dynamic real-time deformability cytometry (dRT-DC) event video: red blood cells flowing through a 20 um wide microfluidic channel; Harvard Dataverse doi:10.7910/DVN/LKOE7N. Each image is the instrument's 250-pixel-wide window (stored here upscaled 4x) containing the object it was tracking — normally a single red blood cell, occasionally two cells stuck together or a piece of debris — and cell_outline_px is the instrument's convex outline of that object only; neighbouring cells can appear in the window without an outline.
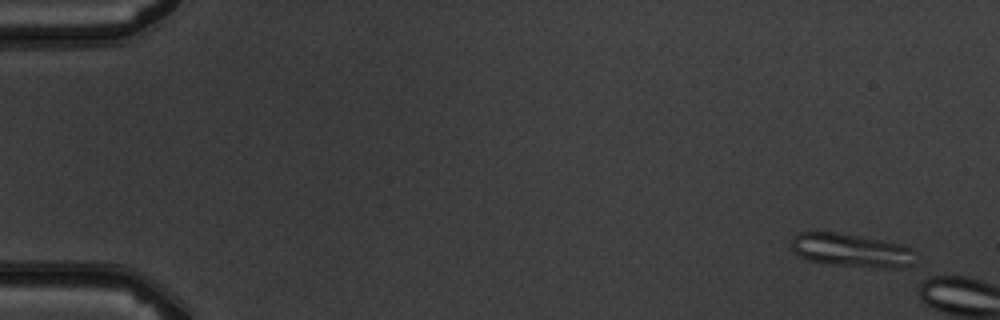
{"species": "common noctule bat (a hibernating species)", "species_latin": "Nyctalus noctula", "temperature_condition": "warm", "stored_images_in_passage": 2, "camera_frame_rate_fps": 3000, "um_per_image_px": 0.085, "animal": {"sex": "male", "body_mass_g": 19.5, "forearm_length_mm": 54.6}, "frame": {"image": 1, "passage_image": 1, "time_ms": 0.0, "image_size_px": [1000, 320], "cell_outline_px": [[916, 268], [880, 268], [832, 264], [808, 260], [792, 252], [788, 244], [792, 236], [800, 232], [840, 232], [904, 244], [916, 248]], "centroid_in_image_um": [72.46, 21.28], "position_along_channel_um": 12.5, "area_um2": 25.26}}